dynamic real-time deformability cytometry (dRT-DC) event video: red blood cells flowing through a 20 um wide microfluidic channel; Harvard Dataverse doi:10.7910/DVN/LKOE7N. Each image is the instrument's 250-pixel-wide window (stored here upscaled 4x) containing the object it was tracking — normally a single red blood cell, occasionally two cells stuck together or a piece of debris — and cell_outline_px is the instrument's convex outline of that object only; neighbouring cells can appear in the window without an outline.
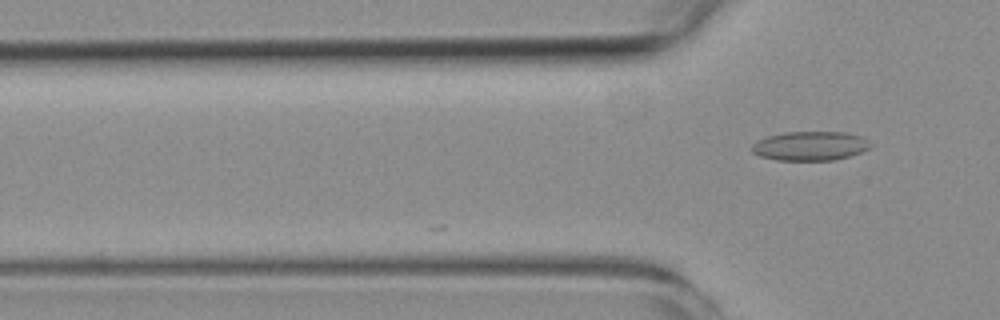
{"species": "common noctule bat (a hibernating species)", "species_latin": "Nyctalus noctula", "temperature_condition": "room temperature", "stored_images_in_passage": 3, "camera_frame_rate_fps": 3000, "um_per_image_px": 0.085, "animal": {"sex": "female", "body_mass_g": 19.3, "forearm_length_mm": 54.1}, "frame": {"image": 1, "passage_image": 3, "time_ms": 2.333, "image_size_px": [1000, 320], "cell_outline_px": [[872, 144], [868, 148], [860, 152], [848, 156], [832, 160], [776, 160], [760, 156], [752, 152], [752, 144], [756, 140], [768, 136], [784, 132], [844, 132], [860, 136], [868, 140]], "centroid_in_image_um": [68.83, 12.4], "position_along_channel_um": 57.0, "area_um2": 20.06}}